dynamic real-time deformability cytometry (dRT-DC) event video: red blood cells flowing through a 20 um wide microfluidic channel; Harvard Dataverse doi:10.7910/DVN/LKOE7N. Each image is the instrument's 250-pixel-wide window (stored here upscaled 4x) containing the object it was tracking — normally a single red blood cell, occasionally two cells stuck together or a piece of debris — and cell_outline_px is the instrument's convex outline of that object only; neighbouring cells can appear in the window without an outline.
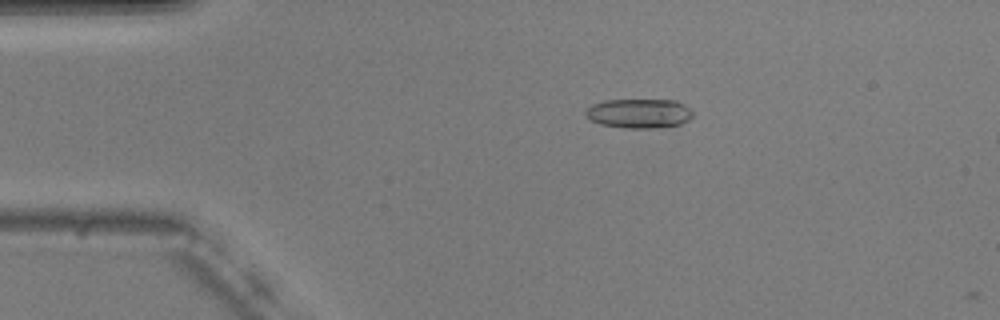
{"species": "common noctule bat (a hibernating species)", "species_latin": "Nyctalus noctula", "temperature_condition": "warm", "stored_images_in_passage": 10, "camera_frame_rate_fps": 3000, "um_per_image_px": 0.085, "animal": {"sex": "male", "body_mass_g": 20.5, "forearm_length_mm": 52.5}, "frame": {"image": 1, "passage_image": 9, "time_ms": 2.667, "image_size_px": [1000, 320], "cell_outline_px": [[692, 116], [688, 120], [680, 124], [652, 128], [624, 128], [600, 124], [592, 120], [584, 112], [592, 104], [604, 100], [676, 100], [684, 104], [692, 112]], "centroid_in_image_um": [54.31, 9.63], "position_along_channel_um": 30.7, "area_um2": 18.21}}